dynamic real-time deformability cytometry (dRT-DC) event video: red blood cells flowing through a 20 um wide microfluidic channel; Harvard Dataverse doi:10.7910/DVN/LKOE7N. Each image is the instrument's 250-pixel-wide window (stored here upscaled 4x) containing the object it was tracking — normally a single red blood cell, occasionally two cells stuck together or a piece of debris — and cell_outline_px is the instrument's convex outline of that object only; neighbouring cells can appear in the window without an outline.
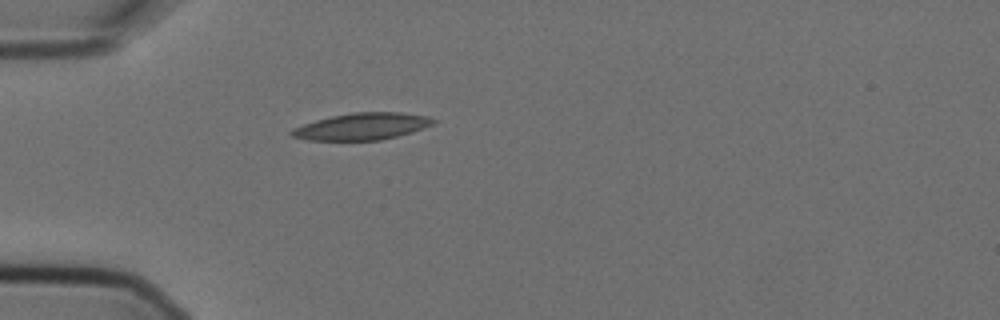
{"species": "Egyptian fruit bat (a non-hibernating species)", "species_latin": "Rousettus aegyptiacus", "temperature_condition": "cold", "stored_images_in_passage": 1, "camera_frame_rate_fps": 3000, "um_per_image_px": 0.085, "animal": {"sex": "female"}, "frame": {"image": 1, "passage_image": 1, "time_ms": 0.0, "image_size_px": [1000, 320], "cell_outline_px": [[436, 120], [432, 124], [424, 128], [412, 132], [380, 140], [308, 140], [292, 136], [288, 132], [292, 128], [316, 120], [332, 116], [352, 112], [400, 112], [428, 116]], "centroid_in_image_um": [30.76, 10.74], "position_along_channel_um": 54.2, "area_um2": 22.08}}